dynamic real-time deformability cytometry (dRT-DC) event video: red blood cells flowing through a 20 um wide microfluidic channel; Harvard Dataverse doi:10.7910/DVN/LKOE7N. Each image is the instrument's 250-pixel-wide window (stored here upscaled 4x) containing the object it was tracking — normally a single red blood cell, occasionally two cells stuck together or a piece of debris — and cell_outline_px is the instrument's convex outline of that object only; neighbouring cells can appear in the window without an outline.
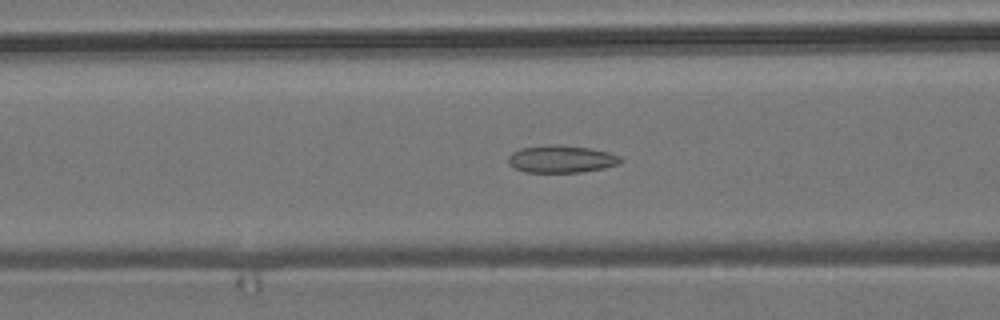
{"species": "common noctule bat (a hibernating species)", "species_latin": "Nyctalus noctula", "temperature_condition": "room temperature", "stored_images_in_passage": 54, "camera_frame_rate_fps": 3000, "um_per_image_px": 0.085, "animal": {"sex": "male", "body_mass_g": 19.2, "forearm_length_mm": 51.8}, "frame": {"image": 1, "passage_image": 21, "time_ms": 6.667, "image_size_px": [1000, 320], "cell_outline_px": [[624, 160], [620, 164], [604, 168], [580, 172], [524, 172], [508, 164], [508, 156], [512, 152], [520, 148], [548, 144], [560, 144], [592, 148], [608, 152], [620, 156]], "centroid_in_image_um": [47.73, 13.5], "position_along_channel_um": 118.9, "area_um2": 18.21}}
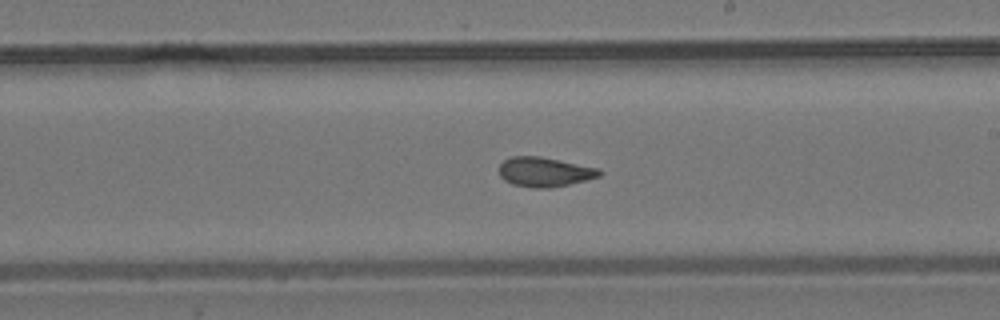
{"frame": {"image": 2, "passage_image": 31, "time_ms": 10.0, "image_size_px": [1000, 320], "cell_outline_px": [[604, 172], [600, 176], [552, 188], [536, 188], [512, 184], [504, 180], [500, 176], [500, 164], [504, 160], [512, 156], [540, 156], [600, 168]], "centroid_in_image_um": [46.31, 14.61], "position_along_channel_um": 242.7, "area_um2": 17.28}}
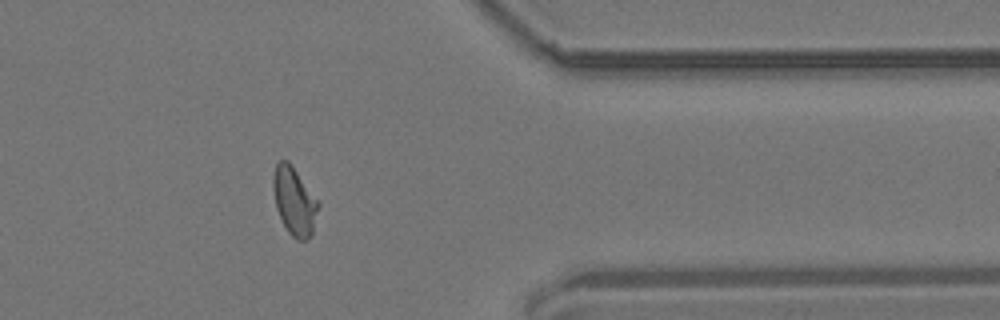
{"frame": {"image": 3, "passage_image": 44, "time_ms": 14.333, "image_size_px": [1000, 320], "cell_outline_px": [[320, 204], [312, 232], [308, 240], [296, 240], [288, 232], [276, 208], [272, 188], [272, 176], [276, 164], [280, 160], [288, 160]], "centroid_in_image_um": [25.0, 17.1], "position_along_channel_um": 386.4, "area_um2": 17.74}, "authors_computed_cell_mechanics": {"area_um2": 17.4845, "velocity_mm_per_s": 3.7138, "shape_relaxation_time_tau1_ms": null, "shape_relaxation_time_tau2_ms": 2.0503, "deformation_change_tau1": null, "deformation_change_tau2": 0.0757}}